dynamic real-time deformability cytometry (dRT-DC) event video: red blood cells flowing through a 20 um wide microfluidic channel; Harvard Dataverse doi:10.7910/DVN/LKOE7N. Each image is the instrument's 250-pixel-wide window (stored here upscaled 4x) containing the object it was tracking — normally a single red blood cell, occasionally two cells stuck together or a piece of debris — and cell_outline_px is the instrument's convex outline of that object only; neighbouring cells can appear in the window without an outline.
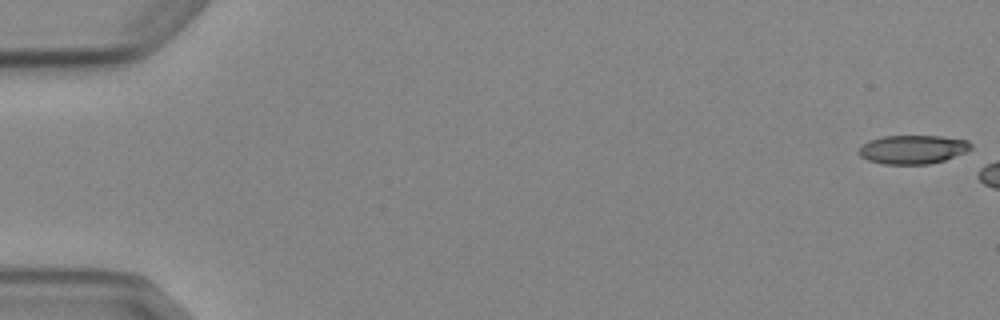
{"species": "Egyptian fruit bat (a non-hibernating species)", "species_latin": "Rousettus aegyptiacus", "temperature_condition": "cold", "stored_images_in_passage": 3, "camera_frame_rate_fps": 3000, "um_per_image_px": 0.085, "animal": {"sex": "female"}, "frame": {"image": 1, "passage_image": 1, "time_ms": 0.0, "image_size_px": [1000, 320], "cell_outline_px": [[972, 148], [964, 152], [944, 160], [928, 164], [884, 164], [868, 160], [860, 156], [856, 152], [868, 140], [884, 136], [940, 136], [968, 140], [972, 144]], "centroid_in_image_um": [77.57, 12.7], "position_along_channel_um": 7.4, "area_um2": 18.73}}